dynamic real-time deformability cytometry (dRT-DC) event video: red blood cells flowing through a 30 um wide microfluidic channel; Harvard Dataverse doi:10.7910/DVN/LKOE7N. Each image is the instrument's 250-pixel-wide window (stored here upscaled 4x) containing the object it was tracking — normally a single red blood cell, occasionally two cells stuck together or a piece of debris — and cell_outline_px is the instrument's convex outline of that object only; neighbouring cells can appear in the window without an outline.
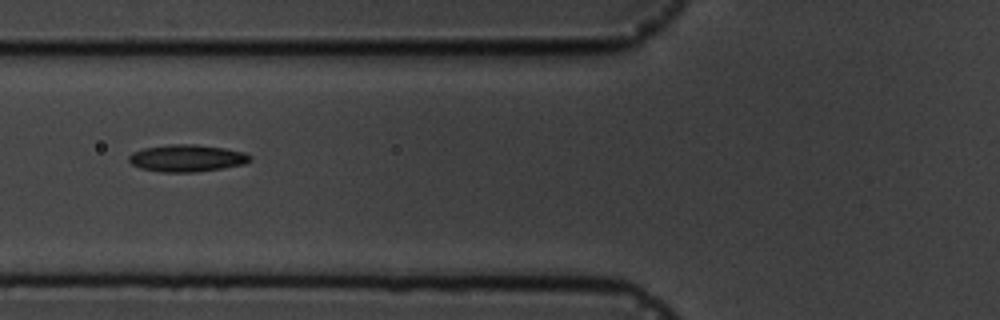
{"species": "common noctule bat (a hibernating species)", "species_latin": "Nyctalus noctula", "temperature_condition": "cold", "stored_images_in_passage": 9, "camera_frame_rate_fps": 3000, "um_per_image_px": 0.085, "animal": {"sex": "male", "body_mass_g": 19.5, "forearm_length_mm": 54.6}, "frame": {"image": 1, "passage_image": 7, "time_ms": 7.0, "image_size_px": [1000, 320], "cell_outline_px": [[252, 160], [244, 164], [196, 172], [164, 172], [140, 168], [132, 164], [128, 160], [128, 156], [132, 152], [144, 148], [172, 144], [196, 144], [224, 148], [244, 152], [252, 156]], "centroid_in_image_um": [15.89, 13.44], "position_along_channel_um": 109.9, "area_um2": 19.07}}
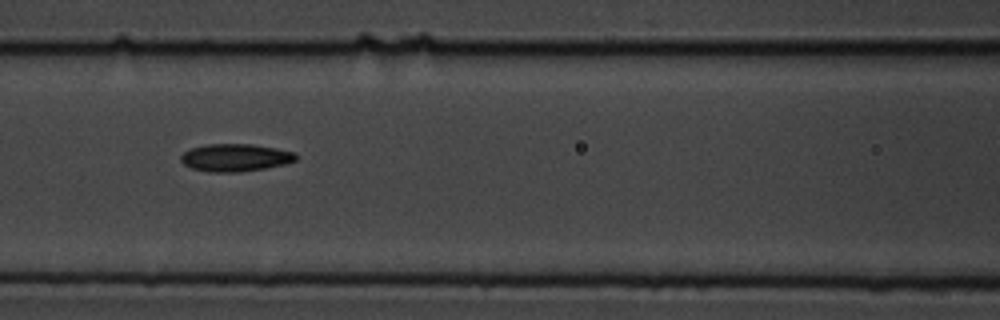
{"frame": {"image": 2, "passage_image": 8, "time_ms": 8.0, "image_size_px": [1000, 320], "cell_outline_px": [[296, 160], [284, 164], [264, 168], [240, 172], [208, 172], [192, 168], [184, 164], [180, 160], [180, 156], [188, 148], [208, 144], [252, 144], [276, 148], [296, 152]], "centroid_in_image_um": [19.97, 13.39], "position_along_channel_um": 146.6, "area_um2": 18.55}}
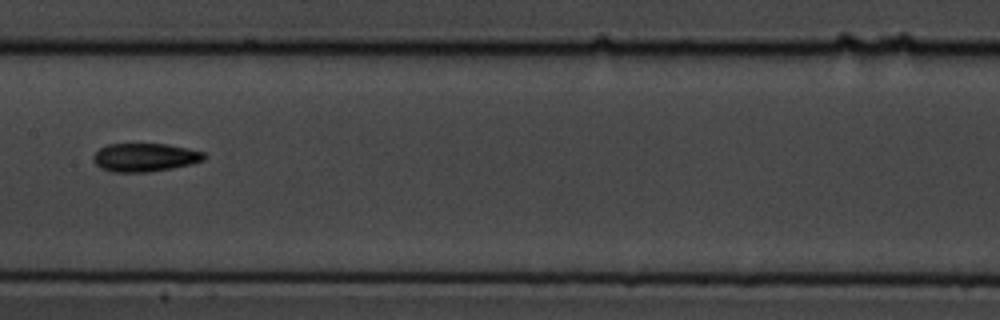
{"frame": {"image": 3, "passage_image": 9, "time_ms": 9.333, "image_size_px": [1000, 320], "cell_outline_px": [[208, 156], [204, 160], [192, 164], [172, 168], [148, 172], [112, 172], [100, 168], [92, 160], [92, 156], [100, 148], [108, 144], [168, 144], [188, 148], [204, 152]], "centroid_in_image_um": [12.33, 13.38], "position_along_channel_um": 195.1, "area_um2": 18.5}}